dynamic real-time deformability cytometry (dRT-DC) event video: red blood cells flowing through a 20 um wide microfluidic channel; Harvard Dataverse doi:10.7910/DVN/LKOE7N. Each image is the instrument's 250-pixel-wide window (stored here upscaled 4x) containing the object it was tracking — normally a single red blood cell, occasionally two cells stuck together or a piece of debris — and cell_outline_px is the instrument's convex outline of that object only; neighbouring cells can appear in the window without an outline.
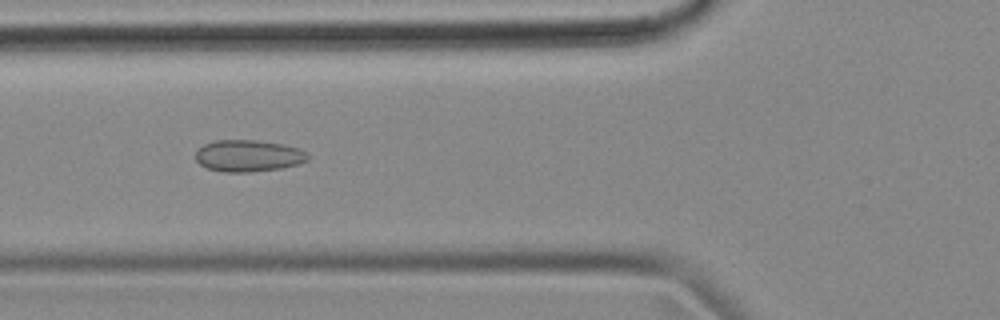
{"species": "common noctule bat (a hibernating species)", "species_latin": "Nyctalus noctula", "temperature_condition": "cold", "stored_images_in_passage": 39, "camera_frame_rate_fps": 3000, "um_per_image_px": 0.085, "animal": {"sex": "female", "body_mass_g": 18.4}, "frame": {"image": 1, "passage_image": 4, "time_ms": 1.0, "image_size_px": [1000, 320], "cell_outline_px": [[308, 160], [296, 164], [280, 168], [248, 172], [224, 172], [208, 168], [200, 164], [196, 160], [196, 152], [204, 144], [216, 140], [256, 140], [284, 144], [296, 148], [304, 152], [308, 156]], "centroid_in_image_um": [21.08, 13.24], "position_along_channel_um": 104.7, "area_um2": 20.46}}
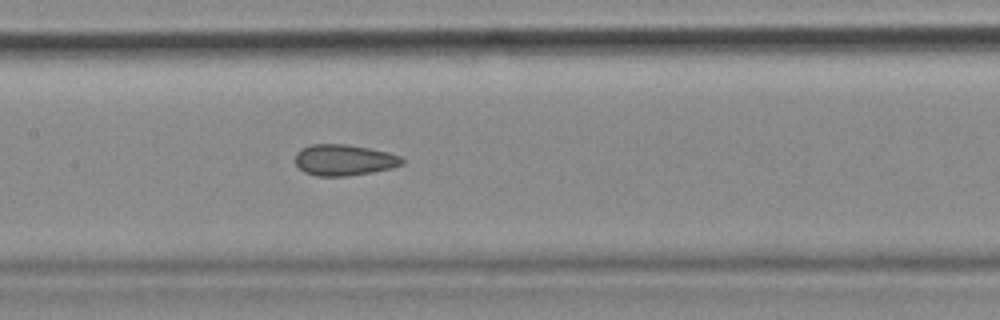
{"frame": {"image": 2, "passage_image": 10, "time_ms": 3.0, "image_size_px": [1000, 320], "cell_outline_px": [[404, 164], [392, 168], [372, 172], [348, 176], [316, 176], [304, 172], [296, 164], [296, 152], [300, 148], [312, 144], [348, 144], [388, 152], [400, 156], [404, 160]], "centroid_in_image_um": [29.24, 13.6], "position_along_channel_um": 178.2, "area_um2": 19.48}}
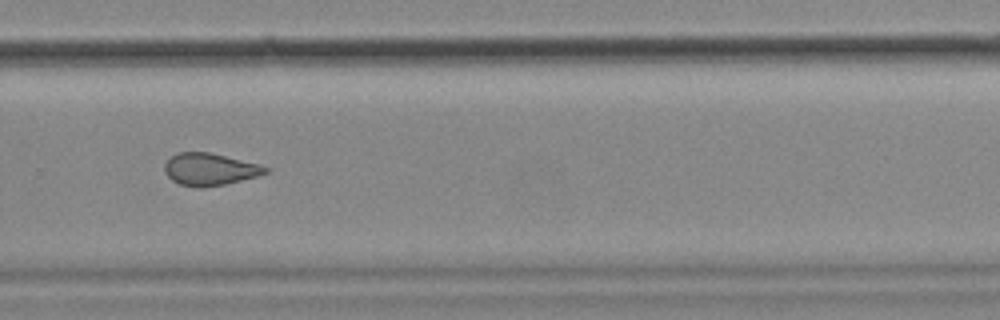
{"frame": {"image": 3, "passage_image": 21, "time_ms": 6.667, "image_size_px": [1000, 320], "cell_outline_px": [[268, 172], [256, 176], [224, 184], [204, 188], [196, 188], [180, 184], [172, 180], [164, 172], [164, 164], [172, 156], [180, 152], [208, 152], [260, 164], [268, 168]], "centroid_in_image_um": [17.8, 14.4], "position_along_channel_um": 312.0, "area_um2": 18.79}, "authors_computed_cell_mechanics": {"area_um2": 19.4208, "velocity_mm_per_s": 3.674, "shape_relaxation_time_tau1_ms": null, "shape_relaxation_time_tau2_ms": 1.6678, "deformation_change_tau1": null, "deformation_change_tau2": 0.0811}}